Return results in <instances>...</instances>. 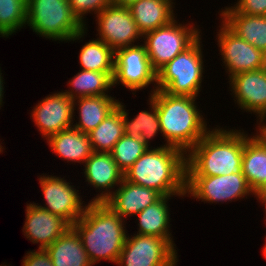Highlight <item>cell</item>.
<instances>
[{
	"label": "cell",
	"mask_w": 266,
	"mask_h": 266,
	"mask_svg": "<svg viewBox=\"0 0 266 266\" xmlns=\"http://www.w3.org/2000/svg\"><path fill=\"white\" fill-rule=\"evenodd\" d=\"M121 85L136 94V91L154 84L150 95L157 88V73L151 67L147 51L143 43L122 47L115 50L113 87Z\"/></svg>",
	"instance_id": "30bf717a"
},
{
	"label": "cell",
	"mask_w": 266,
	"mask_h": 266,
	"mask_svg": "<svg viewBox=\"0 0 266 266\" xmlns=\"http://www.w3.org/2000/svg\"><path fill=\"white\" fill-rule=\"evenodd\" d=\"M185 197V195H167L162 196L154 204L146 207L137 216V233L142 235L157 236L166 240H174L172 236L169 217L170 207L168 201L171 197Z\"/></svg>",
	"instance_id": "603a6c76"
},
{
	"label": "cell",
	"mask_w": 266,
	"mask_h": 266,
	"mask_svg": "<svg viewBox=\"0 0 266 266\" xmlns=\"http://www.w3.org/2000/svg\"><path fill=\"white\" fill-rule=\"evenodd\" d=\"M38 177L45 203L44 205L35 204L54 215H59L72 226L84 214L88 206L82 201L79 190H76L74 188L76 186L72 183L67 182L65 177L46 175V173Z\"/></svg>",
	"instance_id": "7c38bea8"
},
{
	"label": "cell",
	"mask_w": 266,
	"mask_h": 266,
	"mask_svg": "<svg viewBox=\"0 0 266 266\" xmlns=\"http://www.w3.org/2000/svg\"><path fill=\"white\" fill-rule=\"evenodd\" d=\"M73 15L78 21L86 26V16L88 13L94 12L95 16L105 9L107 6L113 4L112 0H68ZM85 20V21H84Z\"/></svg>",
	"instance_id": "1f68e13d"
},
{
	"label": "cell",
	"mask_w": 266,
	"mask_h": 266,
	"mask_svg": "<svg viewBox=\"0 0 266 266\" xmlns=\"http://www.w3.org/2000/svg\"><path fill=\"white\" fill-rule=\"evenodd\" d=\"M228 82L238 108L255 114L257 119L266 116V67L238 73Z\"/></svg>",
	"instance_id": "9a60e30c"
},
{
	"label": "cell",
	"mask_w": 266,
	"mask_h": 266,
	"mask_svg": "<svg viewBox=\"0 0 266 266\" xmlns=\"http://www.w3.org/2000/svg\"><path fill=\"white\" fill-rule=\"evenodd\" d=\"M27 0H0V37L8 38L26 27Z\"/></svg>",
	"instance_id": "f546056e"
},
{
	"label": "cell",
	"mask_w": 266,
	"mask_h": 266,
	"mask_svg": "<svg viewBox=\"0 0 266 266\" xmlns=\"http://www.w3.org/2000/svg\"><path fill=\"white\" fill-rule=\"evenodd\" d=\"M123 135L122 110L118 106L88 133L94 152H111Z\"/></svg>",
	"instance_id": "83f0119b"
},
{
	"label": "cell",
	"mask_w": 266,
	"mask_h": 266,
	"mask_svg": "<svg viewBox=\"0 0 266 266\" xmlns=\"http://www.w3.org/2000/svg\"><path fill=\"white\" fill-rule=\"evenodd\" d=\"M254 198H256V200L258 202H260L261 204H263L262 206L265 207L264 212H265V216H266V194L265 195H255ZM264 218H265V221H266V217H264ZM265 224H266V222H265Z\"/></svg>",
	"instance_id": "74e56055"
},
{
	"label": "cell",
	"mask_w": 266,
	"mask_h": 266,
	"mask_svg": "<svg viewBox=\"0 0 266 266\" xmlns=\"http://www.w3.org/2000/svg\"><path fill=\"white\" fill-rule=\"evenodd\" d=\"M178 22L179 19L175 18L169 24L148 32L142 37L151 67L156 72L201 36V30L195 23Z\"/></svg>",
	"instance_id": "52a82bcc"
},
{
	"label": "cell",
	"mask_w": 266,
	"mask_h": 266,
	"mask_svg": "<svg viewBox=\"0 0 266 266\" xmlns=\"http://www.w3.org/2000/svg\"><path fill=\"white\" fill-rule=\"evenodd\" d=\"M202 36L157 73V90L171 95L199 97L205 73Z\"/></svg>",
	"instance_id": "8992f818"
},
{
	"label": "cell",
	"mask_w": 266,
	"mask_h": 266,
	"mask_svg": "<svg viewBox=\"0 0 266 266\" xmlns=\"http://www.w3.org/2000/svg\"><path fill=\"white\" fill-rule=\"evenodd\" d=\"M78 57L81 70L114 73L115 51L98 38L85 42Z\"/></svg>",
	"instance_id": "f1b7e54d"
},
{
	"label": "cell",
	"mask_w": 266,
	"mask_h": 266,
	"mask_svg": "<svg viewBox=\"0 0 266 266\" xmlns=\"http://www.w3.org/2000/svg\"><path fill=\"white\" fill-rule=\"evenodd\" d=\"M136 1L138 0H112L113 4L124 7L130 6L132 3Z\"/></svg>",
	"instance_id": "8d00e7d4"
},
{
	"label": "cell",
	"mask_w": 266,
	"mask_h": 266,
	"mask_svg": "<svg viewBox=\"0 0 266 266\" xmlns=\"http://www.w3.org/2000/svg\"><path fill=\"white\" fill-rule=\"evenodd\" d=\"M173 240L151 235L127 234L118 266H177L178 252Z\"/></svg>",
	"instance_id": "9c48e42d"
},
{
	"label": "cell",
	"mask_w": 266,
	"mask_h": 266,
	"mask_svg": "<svg viewBox=\"0 0 266 266\" xmlns=\"http://www.w3.org/2000/svg\"><path fill=\"white\" fill-rule=\"evenodd\" d=\"M114 73L79 70L69 79L68 90L63 92L72 99L88 96L108 95L113 87Z\"/></svg>",
	"instance_id": "4316f807"
},
{
	"label": "cell",
	"mask_w": 266,
	"mask_h": 266,
	"mask_svg": "<svg viewBox=\"0 0 266 266\" xmlns=\"http://www.w3.org/2000/svg\"><path fill=\"white\" fill-rule=\"evenodd\" d=\"M266 238V237H265ZM262 254L263 256L266 258V242H265V245L263 246V250H262Z\"/></svg>",
	"instance_id": "ab89813d"
},
{
	"label": "cell",
	"mask_w": 266,
	"mask_h": 266,
	"mask_svg": "<svg viewBox=\"0 0 266 266\" xmlns=\"http://www.w3.org/2000/svg\"><path fill=\"white\" fill-rule=\"evenodd\" d=\"M83 166L82 173L87 186L100 193L92 197L89 203H104L115 191V186L117 188L124 179V173L118 168L110 152H94Z\"/></svg>",
	"instance_id": "2e32d148"
},
{
	"label": "cell",
	"mask_w": 266,
	"mask_h": 266,
	"mask_svg": "<svg viewBox=\"0 0 266 266\" xmlns=\"http://www.w3.org/2000/svg\"><path fill=\"white\" fill-rule=\"evenodd\" d=\"M46 143L56 156L67 161L83 165L94 153L87 133L69 128L51 135Z\"/></svg>",
	"instance_id": "44dd1931"
},
{
	"label": "cell",
	"mask_w": 266,
	"mask_h": 266,
	"mask_svg": "<svg viewBox=\"0 0 266 266\" xmlns=\"http://www.w3.org/2000/svg\"><path fill=\"white\" fill-rule=\"evenodd\" d=\"M1 144H3V143L2 142L0 143V153H3L4 147Z\"/></svg>",
	"instance_id": "60d3db41"
},
{
	"label": "cell",
	"mask_w": 266,
	"mask_h": 266,
	"mask_svg": "<svg viewBox=\"0 0 266 266\" xmlns=\"http://www.w3.org/2000/svg\"><path fill=\"white\" fill-rule=\"evenodd\" d=\"M2 71H1V67H0V110H1V107H2V105H3V98H4V83H5V81L3 80L4 78V76H2V73H1ZM4 81V82H3Z\"/></svg>",
	"instance_id": "d590c367"
},
{
	"label": "cell",
	"mask_w": 266,
	"mask_h": 266,
	"mask_svg": "<svg viewBox=\"0 0 266 266\" xmlns=\"http://www.w3.org/2000/svg\"><path fill=\"white\" fill-rule=\"evenodd\" d=\"M124 178L162 196L186 194V153L162 144L148 148L124 173Z\"/></svg>",
	"instance_id": "277c9868"
},
{
	"label": "cell",
	"mask_w": 266,
	"mask_h": 266,
	"mask_svg": "<svg viewBox=\"0 0 266 266\" xmlns=\"http://www.w3.org/2000/svg\"><path fill=\"white\" fill-rule=\"evenodd\" d=\"M46 251L54 266H94L80 236L72 227L48 246Z\"/></svg>",
	"instance_id": "484cf974"
},
{
	"label": "cell",
	"mask_w": 266,
	"mask_h": 266,
	"mask_svg": "<svg viewBox=\"0 0 266 266\" xmlns=\"http://www.w3.org/2000/svg\"><path fill=\"white\" fill-rule=\"evenodd\" d=\"M95 18L98 25L96 36L99 35L97 38L114 51L122 47L138 45L143 41V36L128 7L111 4L99 12Z\"/></svg>",
	"instance_id": "4fadbf2b"
},
{
	"label": "cell",
	"mask_w": 266,
	"mask_h": 266,
	"mask_svg": "<svg viewBox=\"0 0 266 266\" xmlns=\"http://www.w3.org/2000/svg\"><path fill=\"white\" fill-rule=\"evenodd\" d=\"M232 7L247 15L266 16V0H237Z\"/></svg>",
	"instance_id": "d6a6232c"
},
{
	"label": "cell",
	"mask_w": 266,
	"mask_h": 266,
	"mask_svg": "<svg viewBox=\"0 0 266 266\" xmlns=\"http://www.w3.org/2000/svg\"><path fill=\"white\" fill-rule=\"evenodd\" d=\"M109 95L78 97L73 99V114L77 111V122L73 128L83 133L95 129L118 105L119 98Z\"/></svg>",
	"instance_id": "7402d4cb"
},
{
	"label": "cell",
	"mask_w": 266,
	"mask_h": 266,
	"mask_svg": "<svg viewBox=\"0 0 266 266\" xmlns=\"http://www.w3.org/2000/svg\"><path fill=\"white\" fill-rule=\"evenodd\" d=\"M241 172L254 193L266 182V145L246 131Z\"/></svg>",
	"instance_id": "d4e9b609"
},
{
	"label": "cell",
	"mask_w": 266,
	"mask_h": 266,
	"mask_svg": "<svg viewBox=\"0 0 266 266\" xmlns=\"http://www.w3.org/2000/svg\"><path fill=\"white\" fill-rule=\"evenodd\" d=\"M21 264V266H54L46 249L28 251Z\"/></svg>",
	"instance_id": "836d02e7"
},
{
	"label": "cell",
	"mask_w": 266,
	"mask_h": 266,
	"mask_svg": "<svg viewBox=\"0 0 266 266\" xmlns=\"http://www.w3.org/2000/svg\"><path fill=\"white\" fill-rule=\"evenodd\" d=\"M209 204L234 202L254 196L242 172L220 176H186L185 196ZM245 197V198H244ZM198 199V200H197ZM238 199V200H237Z\"/></svg>",
	"instance_id": "ba28073f"
},
{
	"label": "cell",
	"mask_w": 266,
	"mask_h": 266,
	"mask_svg": "<svg viewBox=\"0 0 266 266\" xmlns=\"http://www.w3.org/2000/svg\"><path fill=\"white\" fill-rule=\"evenodd\" d=\"M266 194V182L255 192V195H265Z\"/></svg>",
	"instance_id": "f35d334b"
},
{
	"label": "cell",
	"mask_w": 266,
	"mask_h": 266,
	"mask_svg": "<svg viewBox=\"0 0 266 266\" xmlns=\"http://www.w3.org/2000/svg\"><path fill=\"white\" fill-rule=\"evenodd\" d=\"M255 135L266 145V116L260 117L256 120Z\"/></svg>",
	"instance_id": "e575fe53"
},
{
	"label": "cell",
	"mask_w": 266,
	"mask_h": 266,
	"mask_svg": "<svg viewBox=\"0 0 266 266\" xmlns=\"http://www.w3.org/2000/svg\"><path fill=\"white\" fill-rule=\"evenodd\" d=\"M126 223L105 203H89L71 226L80 236L90 262L106 260L117 264L127 237Z\"/></svg>",
	"instance_id": "3957f363"
},
{
	"label": "cell",
	"mask_w": 266,
	"mask_h": 266,
	"mask_svg": "<svg viewBox=\"0 0 266 266\" xmlns=\"http://www.w3.org/2000/svg\"><path fill=\"white\" fill-rule=\"evenodd\" d=\"M147 149L141 138L123 135L110 153L118 168L125 173Z\"/></svg>",
	"instance_id": "4dcf8cb0"
},
{
	"label": "cell",
	"mask_w": 266,
	"mask_h": 266,
	"mask_svg": "<svg viewBox=\"0 0 266 266\" xmlns=\"http://www.w3.org/2000/svg\"><path fill=\"white\" fill-rule=\"evenodd\" d=\"M174 0H138L128 6L142 36L169 24L175 17ZM174 4V5H173Z\"/></svg>",
	"instance_id": "ffe728a7"
},
{
	"label": "cell",
	"mask_w": 266,
	"mask_h": 266,
	"mask_svg": "<svg viewBox=\"0 0 266 266\" xmlns=\"http://www.w3.org/2000/svg\"><path fill=\"white\" fill-rule=\"evenodd\" d=\"M216 126L186 154V176L241 172L245 131Z\"/></svg>",
	"instance_id": "6da1fadb"
},
{
	"label": "cell",
	"mask_w": 266,
	"mask_h": 266,
	"mask_svg": "<svg viewBox=\"0 0 266 266\" xmlns=\"http://www.w3.org/2000/svg\"><path fill=\"white\" fill-rule=\"evenodd\" d=\"M215 35L228 80L241 72L266 67V54L235 34L222 20Z\"/></svg>",
	"instance_id": "8fae6325"
},
{
	"label": "cell",
	"mask_w": 266,
	"mask_h": 266,
	"mask_svg": "<svg viewBox=\"0 0 266 266\" xmlns=\"http://www.w3.org/2000/svg\"><path fill=\"white\" fill-rule=\"evenodd\" d=\"M26 25L39 37L52 41H78L87 34L73 15L68 0H27Z\"/></svg>",
	"instance_id": "5b68a950"
},
{
	"label": "cell",
	"mask_w": 266,
	"mask_h": 266,
	"mask_svg": "<svg viewBox=\"0 0 266 266\" xmlns=\"http://www.w3.org/2000/svg\"><path fill=\"white\" fill-rule=\"evenodd\" d=\"M221 9V20L235 34L266 54V16L238 13L230 5Z\"/></svg>",
	"instance_id": "d6986e66"
},
{
	"label": "cell",
	"mask_w": 266,
	"mask_h": 266,
	"mask_svg": "<svg viewBox=\"0 0 266 266\" xmlns=\"http://www.w3.org/2000/svg\"><path fill=\"white\" fill-rule=\"evenodd\" d=\"M122 101L118 102V107L122 110V121L124 124V135L132 138H141L148 148H153L150 144L156 135L162 134L159 122V114L155 101L149 96L148 105L150 111H140L134 118L128 117L129 113ZM130 118V119H129ZM151 146V147H150Z\"/></svg>",
	"instance_id": "cb8c5ba5"
},
{
	"label": "cell",
	"mask_w": 266,
	"mask_h": 266,
	"mask_svg": "<svg viewBox=\"0 0 266 266\" xmlns=\"http://www.w3.org/2000/svg\"><path fill=\"white\" fill-rule=\"evenodd\" d=\"M26 205L23 235L33 244H39L38 249H46L71 227L65 219L34 202Z\"/></svg>",
	"instance_id": "e0dca14e"
},
{
	"label": "cell",
	"mask_w": 266,
	"mask_h": 266,
	"mask_svg": "<svg viewBox=\"0 0 266 266\" xmlns=\"http://www.w3.org/2000/svg\"><path fill=\"white\" fill-rule=\"evenodd\" d=\"M162 195L154 189L122 180L118 188L104 202L113 212L127 221L146 207L158 201Z\"/></svg>",
	"instance_id": "ac0fdd59"
},
{
	"label": "cell",
	"mask_w": 266,
	"mask_h": 266,
	"mask_svg": "<svg viewBox=\"0 0 266 266\" xmlns=\"http://www.w3.org/2000/svg\"><path fill=\"white\" fill-rule=\"evenodd\" d=\"M30 114L40 135L45 140L51 135L72 128L73 122H76L73 114V99L63 90L49 94L38 101Z\"/></svg>",
	"instance_id": "5bb4252c"
},
{
	"label": "cell",
	"mask_w": 266,
	"mask_h": 266,
	"mask_svg": "<svg viewBox=\"0 0 266 266\" xmlns=\"http://www.w3.org/2000/svg\"><path fill=\"white\" fill-rule=\"evenodd\" d=\"M149 96L157 105L161 136L168 146L187 154L212 129L198 108V98L171 95L163 90Z\"/></svg>",
	"instance_id": "7a4b0ae2"
}]
</instances>
